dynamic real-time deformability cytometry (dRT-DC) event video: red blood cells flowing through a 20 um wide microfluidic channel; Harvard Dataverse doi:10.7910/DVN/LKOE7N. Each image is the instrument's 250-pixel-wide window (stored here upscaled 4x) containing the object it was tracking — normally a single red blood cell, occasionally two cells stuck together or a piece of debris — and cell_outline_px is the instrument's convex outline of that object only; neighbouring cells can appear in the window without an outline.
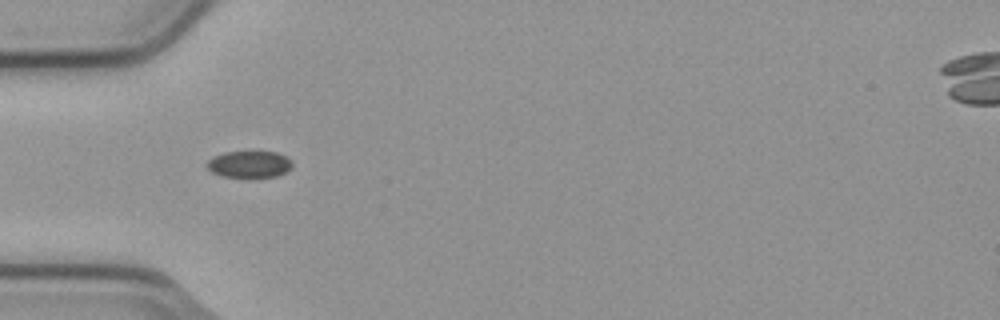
{"species": "common noctule bat (a hibernating species)", "species_latin": "Nyctalus noctula", "temperature_condition": "cold", "stored_images_in_passage": 8, "camera_frame_rate_fps": 3000, "um_per_image_px": 0.085, "animal": {"sex": "male", "body_mass_g": 23.1, "forearm_length_mm": 52.7}, "frame": {"image": 1, "passage_image": 5, "time_ms": 1.333, "image_size_px": [1000, 320], "cell_outline_px": [[292, 168], [288, 172], [276, 176], [220, 176], [212, 172], [204, 164], [212, 156], [224, 152], [276, 152], [292, 160]], "centroid_in_image_um": [21.18, 13.95], "position_along_channel_um": 63.8, "area_um2": 13.24}}
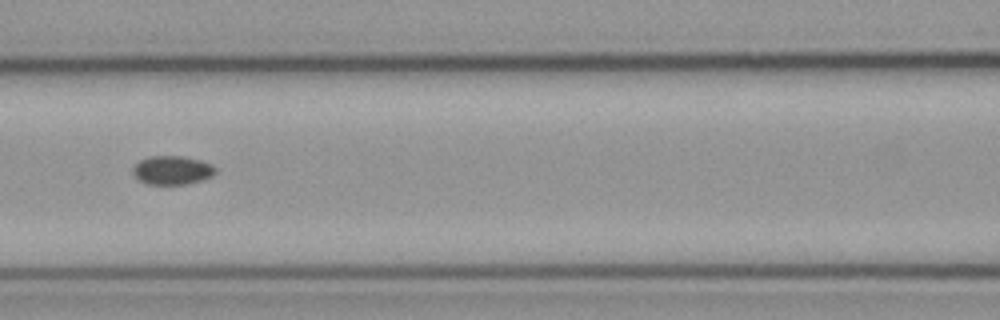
{"frame": {"image": 2, "passage_image": 7, "time_ms": 2.0, "image_size_px": [1000, 320], "cell_outline_px": [[216, 172], [212, 176], [204, 180], [188, 184], [148, 184], [136, 180], [132, 172], [132, 168], [140, 160], [152, 156], [184, 156], [200, 160], [212, 164], [216, 168]], "centroid_in_image_um": [14.64, 14.47], "position_along_channel_um": 152.0, "area_um2": 14.05}}
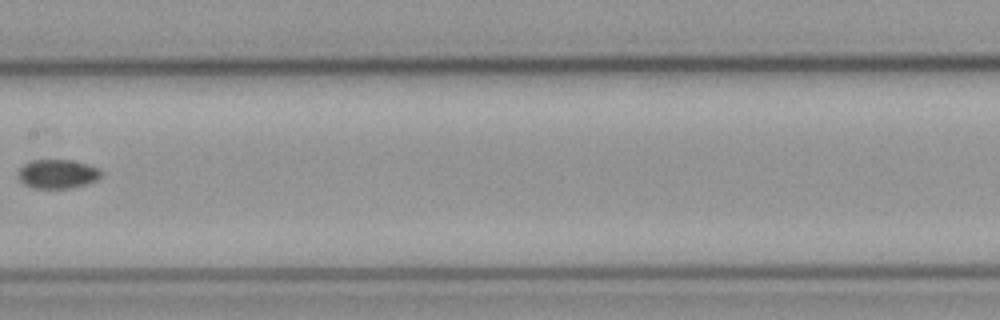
{"frame": {"image": 3, "passage_image": 8, "time_ms": 2.333, "image_size_px": [1000, 320], "cell_outline_px": [[100, 176], [96, 180], [72, 188], [32, 188], [24, 184], [20, 180], [20, 168], [24, 164], [32, 160], [72, 160], [88, 164], [100, 168]], "centroid_in_image_um": [4.9, 14.78], "position_along_channel_um": 202.5, "area_um2": 13.87}}